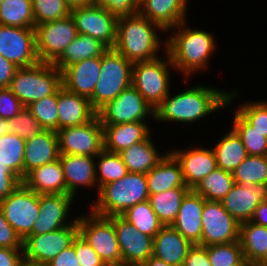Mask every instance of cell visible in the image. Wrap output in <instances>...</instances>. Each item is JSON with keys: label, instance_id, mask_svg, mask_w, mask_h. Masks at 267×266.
I'll list each match as a JSON object with an SVG mask.
<instances>
[{"label": "cell", "instance_id": "cell-34", "mask_svg": "<svg viewBox=\"0 0 267 266\" xmlns=\"http://www.w3.org/2000/svg\"><path fill=\"white\" fill-rule=\"evenodd\" d=\"M191 189L177 187L168 191L149 195L151 207L163 226L172 225L178 215L183 198Z\"/></svg>", "mask_w": 267, "mask_h": 266}, {"label": "cell", "instance_id": "cell-28", "mask_svg": "<svg viewBox=\"0 0 267 266\" xmlns=\"http://www.w3.org/2000/svg\"><path fill=\"white\" fill-rule=\"evenodd\" d=\"M193 244L171 225L163 226L153 238V256L171 266H183Z\"/></svg>", "mask_w": 267, "mask_h": 266}, {"label": "cell", "instance_id": "cell-16", "mask_svg": "<svg viewBox=\"0 0 267 266\" xmlns=\"http://www.w3.org/2000/svg\"><path fill=\"white\" fill-rule=\"evenodd\" d=\"M0 55L18 68L39 63L35 28L0 25Z\"/></svg>", "mask_w": 267, "mask_h": 266}, {"label": "cell", "instance_id": "cell-17", "mask_svg": "<svg viewBox=\"0 0 267 266\" xmlns=\"http://www.w3.org/2000/svg\"><path fill=\"white\" fill-rule=\"evenodd\" d=\"M77 32L91 36L108 48H113L116 41L117 18L106 8L88 5L70 11Z\"/></svg>", "mask_w": 267, "mask_h": 266}, {"label": "cell", "instance_id": "cell-24", "mask_svg": "<svg viewBox=\"0 0 267 266\" xmlns=\"http://www.w3.org/2000/svg\"><path fill=\"white\" fill-rule=\"evenodd\" d=\"M205 199L192 189L183 198L177 217L171 225L193 245L202 238V212Z\"/></svg>", "mask_w": 267, "mask_h": 266}, {"label": "cell", "instance_id": "cell-19", "mask_svg": "<svg viewBox=\"0 0 267 266\" xmlns=\"http://www.w3.org/2000/svg\"><path fill=\"white\" fill-rule=\"evenodd\" d=\"M188 145L177 149L172 146L169 152L180 163L183 179L187 187L193 189L203 178L208 176L217 167L214 150L210 146L205 148L199 144Z\"/></svg>", "mask_w": 267, "mask_h": 266}, {"label": "cell", "instance_id": "cell-20", "mask_svg": "<svg viewBox=\"0 0 267 266\" xmlns=\"http://www.w3.org/2000/svg\"><path fill=\"white\" fill-rule=\"evenodd\" d=\"M60 162L63 167L64 179L66 182V194L79 198L81 188L95 189L98 194L96 181V157L71 154H60ZM78 192V193H77Z\"/></svg>", "mask_w": 267, "mask_h": 266}, {"label": "cell", "instance_id": "cell-2", "mask_svg": "<svg viewBox=\"0 0 267 266\" xmlns=\"http://www.w3.org/2000/svg\"><path fill=\"white\" fill-rule=\"evenodd\" d=\"M187 21L189 20L169 29L165 36L166 52L170 56L175 71L182 75L186 83L194 78V74L207 73L218 47L215 34L202 29V26L201 28L190 27Z\"/></svg>", "mask_w": 267, "mask_h": 266}, {"label": "cell", "instance_id": "cell-27", "mask_svg": "<svg viewBox=\"0 0 267 266\" xmlns=\"http://www.w3.org/2000/svg\"><path fill=\"white\" fill-rule=\"evenodd\" d=\"M96 115L89 98L69 92L62 86L58 89V130L85 124Z\"/></svg>", "mask_w": 267, "mask_h": 266}, {"label": "cell", "instance_id": "cell-30", "mask_svg": "<svg viewBox=\"0 0 267 266\" xmlns=\"http://www.w3.org/2000/svg\"><path fill=\"white\" fill-rule=\"evenodd\" d=\"M22 183L37 194H66V182L60 159L30 171Z\"/></svg>", "mask_w": 267, "mask_h": 266}, {"label": "cell", "instance_id": "cell-33", "mask_svg": "<svg viewBox=\"0 0 267 266\" xmlns=\"http://www.w3.org/2000/svg\"><path fill=\"white\" fill-rule=\"evenodd\" d=\"M108 49L101 41L88 35L78 34L53 65L62 71L79 61L92 57H101Z\"/></svg>", "mask_w": 267, "mask_h": 266}, {"label": "cell", "instance_id": "cell-12", "mask_svg": "<svg viewBox=\"0 0 267 266\" xmlns=\"http://www.w3.org/2000/svg\"><path fill=\"white\" fill-rule=\"evenodd\" d=\"M56 132L60 154L96 157L104 149L103 126L97 115L85 124Z\"/></svg>", "mask_w": 267, "mask_h": 266}, {"label": "cell", "instance_id": "cell-55", "mask_svg": "<svg viewBox=\"0 0 267 266\" xmlns=\"http://www.w3.org/2000/svg\"><path fill=\"white\" fill-rule=\"evenodd\" d=\"M23 249L0 247V266H23Z\"/></svg>", "mask_w": 267, "mask_h": 266}, {"label": "cell", "instance_id": "cell-15", "mask_svg": "<svg viewBox=\"0 0 267 266\" xmlns=\"http://www.w3.org/2000/svg\"><path fill=\"white\" fill-rule=\"evenodd\" d=\"M240 223L222 206L220 201L205 200L202 212L200 246L239 241Z\"/></svg>", "mask_w": 267, "mask_h": 266}, {"label": "cell", "instance_id": "cell-6", "mask_svg": "<svg viewBox=\"0 0 267 266\" xmlns=\"http://www.w3.org/2000/svg\"><path fill=\"white\" fill-rule=\"evenodd\" d=\"M171 72L175 73V68L167 52L150 61L133 63L132 85L154 110L170 91H174L171 90L174 89L171 88V80H174Z\"/></svg>", "mask_w": 267, "mask_h": 266}, {"label": "cell", "instance_id": "cell-4", "mask_svg": "<svg viewBox=\"0 0 267 266\" xmlns=\"http://www.w3.org/2000/svg\"><path fill=\"white\" fill-rule=\"evenodd\" d=\"M89 209L101 216L122 215L128 208L149 199L146 174L127 173L120 180L102 186ZM91 206V207H90Z\"/></svg>", "mask_w": 267, "mask_h": 266}, {"label": "cell", "instance_id": "cell-46", "mask_svg": "<svg viewBox=\"0 0 267 266\" xmlns=\"http://www.w3.org/2000/svg\"><path fill=\"white\" fill-rule=\"evenodd\" d=\"M34 28L35 26L54 20H60L70 15L64 0H32Z\"/></svg>", "mask_w": 267, "mask_h": 266}, {"label": "cell", "instance_id": "cell-63", "mask_svg": "<svg viewBox=\"0 0 267 266\" xmlns=\"http://www.w3.org/2000/svg\"><path fill=\"white\" fill-rule=\"evenodd\" d=\"M123 266H143V265H123Z\"/></svg>", "mask_w": 267, "mask_h": 266}, {"label": "cell", "instance_id": "cell-49", "mask_svg": "<svg viewBox=\"0 0 267 266\" xmlns=\"http://www.w3.org/2000/svg\"><path fill=\"white\" fill-rule=\"evenodd\" d=\"M76 257L81 266H107L93 248L78 233L73 239Z\"/></svg>", "mask_w": 267, "mask_h": 266}, {"label": "cell", "instance_id": "cell-52", "mask_svg": "<svg viewBox=\"0 0 267 266\" xmlns=\"http://www.w3.org/2000/svg\"><path fill=\"white\" fill-rule=\"evenodd\" d=\"M21 183L22 180L11 169L0 164V202Z\"/></svg>", "mask_w": 267, "mask_h": 266}, {"label": "cell", "instance_id": "cell-22", "mask_svg": "<svg viewBox=\"0 0 267 266\" xmlns=\"http://www.w3.org/2000/svg\"><path fill=\"white\" fill-rule=\"evenodd\" d=\"M101 57H92L71 64L61 71L62 87L74 94L90 98L99 80Z\"/></svg>", "mask_w": 267, "mask_h": 266}, {"label": "cell", "instance_id": "cell-40", "mask_svg": "<svg viewBox=\"0 0 267 266\" xmlns=\"http://www.w3.org/2000/svg\"><path fill=\"white\" fill-rule=\"evenodd\" d=\"M231 119V128L240 137L248 155L267 156V138L255 130L236 110Z\"/></svg>", "mask_w": 267, "mask_h": 266}, {"label": "cell", "instance_id": "cell-59", "mask_svg": "<svg viewBox=\"0 0 267 266\" xmlns=\"http://www.w3.org/2000/svg\"><path fill=\"white\" fill-rule=\"evenodd\" d=\"M143 266H171V265L166 264L163 260L152 255L144 262Z\"/></svg>", "mask_w": 267, "mask_h": 266}, {"label": "cell", "instance_id": "cell-8", "mask_svg": "<svg viewBox=\"0 0 267 266\" xmlns=\"http://www.w3.org/2000/svg\"><path fill=\"white\" fill-rule=\"evenodd\" d=\"M87 210L85 214L80 212L78 215V233L107 266H123L113 221L93 213L89 208Z\"/></svg>", "mask_w": 267, "mask_h": 266}, {"label": "cell", "instance_id": "cell-10", "mask_svg": "<svg viewBox=\"0 0 267 266\" xmlns=\"http://www.w3.org/2000/svg\"><path fill=\"white\" fill-rule=\"evenodd\" d=\"M0 206L6 221L24 240L39 216V194L21 183L0 202Z\"/></svg>", "mask_w": 267, "mask_h": 266}, {"label": "cell", "instance_id": "cell-62", "mask_svg": "<svg viewBox=\"0 0 267 266\" xmlns=\"http://www.w3.org/2000/svg\"><path fill=\"white\" fill-rule=\"evenodd\" d=\"M234 266H255V265L249 262L246 258H243L238 264Z\"/></svg>", "mask_w": 267, "mask_h": 266}, {"label": "cell", "instance_id": "cell-25", "mask_svg": "<svg viewBox=\"0 0 267 266\" xmlns=\"http://www.w3.org/2000/svg\"><path fill=\"white\" fill-rule=\"evenodd\" d=\"M149 124L150 122L102 124L104 150L120 153L133 144L145 140L153 132Z\"/></svg>", "mask_w": 267, "mask_h": 266}, {"label": "cell", "instance_id": "cell-54", "mask_svg": "<svg viewBox=\"0 0 267 266\" xmlns=\"http://www.w3.org/2000/svg\"><path fill=\"white\" fill-rule=\"evenodd\" d=\"M45 266H81L76 257L75 247L73 244L62 250Z\"/></svg>", "mask_w": 267, "mask_h": 266}, {"label": "cell", "instance_id": "cell-7", "mask_svg": "<svg viewBox=\"0 0 267 266\" xmlns=\"http://www.w3.org/2000/svg\"><path fill=\"white\" fill-rule=\"evenodd\" d=\"M132 67L133 63L113 48L101 56L100 77L89 98L96 112L132 85Z\"/></svg>", "mask_w": 267, "mask_h": 266}, {"label": "cell", "instance_id": "cell-3", "mask_svg": "<svg viewBox=\"0 0 267 266\" xmlns=\"http://www.w3.org/2000/svg\"><path fill=\"white\" fill-rule=\"evenodd\" d=\"M165 33L167 32L161 26L151 22L139 12L120 17L117 18L113 49L131 63L150 61L166 52L167 40L161 38Z\"/></svg>", "mask_w": 267, "mask_h": 266}, {"label": "cell", "instance_id": "cell-5", "mask_svg": "<svg viewBox=\"0 0 267 266\" xmlns=\"http://www.w3.org/2000/svg\"><path fill=\"white\" fill-rule=\"evenodd\" d=\"M61 86V71L52 63L39 62L18 68L8 88L27 107L54 94Z\"/></svg>", "mask_w": 267, "mask_h": 266}, {"label": "cell", "instance_id": "cell-21", "mask_svg": "<svg viewBox=\"0 0 267 266\" xmlns=\"http://www.w3.org/2000/svg\"><path fill=\"white\" fill-rule=\"evenodd\" d=\"M264 201H267V183H258L253 186L235 183L220 202L234 219L242 223L250 221L255 209Z\"/></svg>", "mask_w": 267, "mask_h": 266}, {"label": "cell", "instance_id": "cell-13", "mask_svg": "<svg viewBox=\"0 0 267 266\" xmlns=\"http://www.w3.org/2000/svg\"><path fill=\"white\" fill-rule=\"evenodd\" d=\"M76 199L70 194H39V216L29 235L45 234L66 226H78V215L72 216L74 214L71 212L75 209V203L80 201Z\"/></svg>", "mask_w": 267, "mask_h": 266}, {"label": "cell", "instance_id": "cell-32", "mask_svg": "<svg viewBox=\"0 0 267 266\" xmlns=\"http://www.w3.org/2000/svg\"><path fill=\"white\" fill-rule=\"evenodd\" d=\"M224 133L219 135L221 138L211 146L216 156L217 167L233 173L248 153L240 137L231 127Z\"/></svg>", "mask_w": 267, "mask_h": 266}, {"label": "cell", "instance_id": "cell-58", "mask_svg": "<svg viewBox=\"0 0 267 266\" xmlns=\"http://www.w3.org/2000/svg\"><path fill=\"white\" fill-rule=\"evenodd\" d=\"M64 2L70 11L80 7L91 5V0H64Z\"/></svg>", "mask_w": 267, "mask_h": 266}, {"label": "cell", "instance_id": "cell-37", "mask_svg": "<svg viewBox=\"0 0 267 266\" xmlns=\"http://www.w3.org/2000/svg\"><path fill=\"white\" fill-rule=\"evenodd\" d=\"M0 25L34 28L32 0H4L0 4Z\"/></svg>", "mask_w": 267, "mask_h": 266}, {"label": "cell", "instance_id": "cell-47", "mask_svg": "<svg viewBox=\"0 0 267 266\" xmlns=\"http://www.w3.org/2000/svg\"><path fill=\"white\" fill-rule=\"evenodd\" d=\"M8 123L10 134H16L25 141L45 130L27 107H24L15 117L8 119Z\"/></svg>", "mask_w": 267, "mask_h": 266}, {"label": "cell", "instance_id": "cell-43", "mask_svg": "<svg viewBox=\"0 0 267 266\" xmlns=\"http://www.w3.org/2000/svg\"><path fill=\"white\" fill-rule=\"evenodd\" d=\"M27 108L45 130H58V90L32 102Z\"/></svg>", "mask_w": 267, "mask_h": 266}, {"label": "cell", "instance_id": "cell-38", "mask_svg": "<svg viewBox=\"0 0 267 266\" xmlns=\"http://www.w3.org/2000/svg\"><path fill=\"white\" fill-rule=\"evenodd\" d=\"M25 140L16 134H4L0 137V164L6 165L21 180L24 179Z\"/></svg>", "mask_w": 267, "mask_h": 266}, {"label": "cell", "instance_id": "cell-42", "mask_svg": "<svg viewBox=\"0 0 267 266\" xmlns=\"http://www.w3.org/2000/svg\"><path fill=\"white\" fill-rule=\"evenodd\" d=\"M235 183L253 186L267 183V156L248 155L233 171Z\"/></svg>", "mask_w": 267, "mask_h": 266}, {"label": "cell", "instance_id": "cell-61", "mask_svg": "<svg viewBox=\"0 0 267 266\" xmlns=\"http://www.w3.org/2000/svg\"><path fill=\"white\" fill-rule=\"evenodd\" d=\"M255 266H267V249L265 254L254 264Z\"/></svg>", "mask_w": 267, "mask_h": 266}, {"label": "cell", "instance_id": "cell-14", "mask_svg": "<svg viewBox=\"0 0 267 266\" xmlns=\"http://www.w3.org/2000/svg\"><path fill=\"white\" fill-rule=\"evenodd\" d=\"M36 51L40 62L54 63L78 35L73 18L45 22L35 26Z\"/></svg>", "mask_w": 267, "mask_h": 266}, {"label": "cell", "instance_id": "cell-9", "mask_svg": "<svg viewBox=\"0 0 267 266\" xmlns=\"http://www.w3.org/2000/svg\"><path fill=\"white\" fill-rule=\"evenodd\" d=\"M155 110L131 85L124 89L113 101L97 111L101 124H121L154 121ZM151 117V118H150Z\"/></svg>", "mask_w": 267, "mask_h": 266}, {"label": "cell", "instance_id": "cell-48", "mask_svg": "<svg viewBox=\"0 0 267 266\" xmlns=\"http://www.w3.org/2000/svg\"><path fill=\"white\" fill-rule=\"evenodd\" d=\"M139 0H91V4L106 8L116 18L138 13Z\"/></svg>", "mask_w": 267, "mask_h": 266}, {"label": "cell", "instance_id": "cell-50", "mask_svg": "<svg viewBox=\"0 0 267 266\" xmlns=\"http://www.w3.org/2000/svg\"><path fill=\"white\" fill-rule=\"evenodd\" d=\"M24 106L8 87L0 88V117L10 119L15 117Z\"/></svg>", "mask_w": 267, "mask_h": 266}, {"label": "cell", "instance_id": "cell-60", "mask_svg": "<svg viewBox=\"0 0 267 266\" xmlns=\"http://www.w3.org/2000/svg\"><path fill=\"white\" fill-rule=\"evenodd\" d=\"M10 133V126L8 123V119H3L0 117V137L4 134Z\"/></svg>", "mask_w": 267, "mask_h": 266}, {"label": "cell", "instance_id": "cell-26", "mask_svg": "<svg viewBox=\"0 0 267 266\" xmlns=\"http://www.w3.org/2000/svg\"><path fill=\"white\" fill-rule=\"evenodd\" d=\"M59 144L56 131L44 130L26 140L24 149V177L33 169L59 159Z\"/></svg>", "mask_w": 267, "mask_h": 266}, {"label": "cell", "instance_id": "cell-39", "mask_svg": "<svg viewBox=\"0 0 267 266\" xmlns=\"http://www.w3.org/2000/svg\"><path fill=\"white\" fill-rule=\"evenodd\" d=\"M138 231L152 238L162 229L163 224L153 211L149 200L128 208L122 215Z\"/></svg>", "mask_w": 267, "mask_h": 266}, {"label": "cell", "instance_id": "cell-35", "mask_svg": "<svg viewBox=\"0 0 267 266\" xmlns=\"http://www.w3.org/2000/svg\"><path fill=\"white\" fill-rule=\"evenodd\" d=\"M239 242L243 257L255 264L267 249V227L251 221L240 223Z\"/></svg>", "mask_w": 267, "mask_h": 266}, {"label": "cell", "instance_id": "cell-31", "mask_svg": "<svg viewBox=\"0 0 267 266\" xmlns=\"http://www.w3.org/2000/svg\"><path fill=\"white\" fill-rule=\"evenodd\" d=\"M146 179L149 195L168 191L172 188L187 187L180 163L170 152L146 174Z\"/></svg>", "mask_w": 267, "mask_h": 266}, {"label": "cell", "instance_id": "cell-57", "mask_svg": "<svg viewBox=\"0 0 267 266\" xmlns=\"http://www.w3.org/2000/svg\"><path fill=\"white\" fill-rule=\"evenodd\" d=\"M250 221L258 225L267 227V201L261 202L258 205Z\"/></svg>", "mask_w": 267, "mask_h": 266}, {"label": "cell", "instance_id": "cell-36", "mask_svg": "<svg viewBox=\"0 0 267 266\" xmlns=\"http://www.w3.org/2000/svg\"><path fill=\"white\" fill-rule=\"evenodd\" d=\"M235 181L231 172L216 168L203 178L192 190L208 201H221L233 188Z\"/></svg>", "mask_w": 267, "mask_h": 266}, {"label": "cell", "instance_id": "cell-23", "mask_svg": "<svg viewBox=\"0 0 267 266\" xmlns=\"http://www.w3.org/2000/svg\"><path fill=\"white\" fill-rule=\"evenodd\" d=\"M138 12L166 32L188 20L189 0H139Z\"/></svg>", "mask_w": 267, "mask_h": 266}, {"label": "cell", "instance_id": "cell-51", "mask_svg": "<svg viewBox=\"0 0 267 266\" xmlns=\"http://www.w3.org/2000/svg\"><path fill=\"white\" fill-rule=\"evenodd\" d=\"M0 247L23 249V240L6 221L0 206Z\"/></svg>", "mask_w": 267, "mask_h": 266}, {"label": "cell", "instance_id": "cell-11", "mask_svg": "<svg viewBox=\"0 0 267 266\" xmlns=\"http://www.w3.org/2000/svg\"><path fill=\"white\" fill-rule=\"evenodd\" d=\"M78 226H66L40 235H28L23 240V261L30 266H45L72 244Z\"/></svg>", "mask_w": 267, "mask_h": 266}, {"label": "cell", "instance_id": "cell-45", "mask_svg": "<svg viewBox=\"0 0 267 266\" xmlns=\"http://www.w3.org/2000/svg\"><path fill=\"white\" fill-rule=\"evenodd\" d=\"M206 251L212 266H234L244 258L239 241L206 246Z\"/></svg>", "mask_w": 267, "mask_h": 266}, {"label": "cell", "instance_id": "cell-53", "mask_svg": "<svg viewBox=\"0 0 267 266\" xmlns=\"http://www.w3.org/2000/svg\"><path fill=\"white\" fill-rule=\"evenodd\" d=\"M183 266H212L208 259L206 246L193 245L184 259Z\"/></svg>", "mask_w": 267, "mask_h": 266}, {"label": "cell", "instance_id": "cell-18", "mask_svg": "<svg viewBox=\"0 0 267 266\" xmlns=\"http://www.w3.org/2000/svg\"><path fill=\"white\" fill-rule=\"evenodd\" d=\"M109 218L114 223L123 265H143L153 255V238L138 231L121 215Z\"/></svg>", "mask_w": 267, "mask_h": 266}, {"label": "cell", "instance_id": "cell-29", "mask_svg": "<svg viewBox=\"0 0 267 266\" xmlns=\"http://www.w3.org/2000/svg\"><path fill=\"white\" fill-rule=\"evenodd\" d=\"M153 133H151L145 140L133 144L131 147L119 153L129 173H143L150 172L169 152L164 149L160 152L152 140Z\"/></svg>", "mask_w": 267, "mask_h": 266}, {"label": "cell", "instance_id": "cell-1", "mask_svg": "<svg viewBox=\"0 0 267 266\" xmlns=\"http://www.w3.org/2000/svg\"><path fill=\"white\" fill-rule=\"evenodd\" d=\"M219 86L193 84L186 90L176 93L171 92L156 107L154 121L158 123H169L175 125L194 126L195 123L204 120L210 115L218 114L224 108L231 107L240 98L237 88L228 91ZM174 93V94H173ZM230 105V106H229ZM219 110V111H218ZM217 112V113H216ZM213 113V114H212ZM204 119V120H203ZM178 123V124H177Z\"/></svg>", "mask_w": 267, "mask_h": 266}, {"label": "cell", "instance_id": "cell-56", "mask_svg": "<svg viewBox=\"0 0 267 266\" xmlns=\"http://www.w3.org/2000/svg\"><path fill=\"white\" fill-rule=\"evenodd\" d=\"M18 67L0 55V88L9 87Z\"/></svg>", "mask_w": 267, "mask_h": 266}, {"label": "cell", "instance_id": "cell-44", "mask_svg": "<svg viewBox=\"0 0 267 266\" xmlns=\"http://www.w3.org/2000/svg\"><path fill=\"white\" fill-rule=\"evenodd\" d=\"M252 101V102H251ZM236 111L253 127L267 138V100H248L238 103Z\"/></svg>", "mask_w": 267, "mask_h": 266}, {"label": "cell", "instance_id": "cell-41", "mask_svg": "<svg viewBox=\"0 0 267 266\" xmlns=\"http://www.w3.org/2000/svg\"><path fill=\"white\" fill-rule=\"evenodd\" d=\"M128 172L119 153L102 150L96 156V181L99 189L116 180H120Z\"/></svg>", "mask_w": 267, "mask_h": 266}]
</instances>
